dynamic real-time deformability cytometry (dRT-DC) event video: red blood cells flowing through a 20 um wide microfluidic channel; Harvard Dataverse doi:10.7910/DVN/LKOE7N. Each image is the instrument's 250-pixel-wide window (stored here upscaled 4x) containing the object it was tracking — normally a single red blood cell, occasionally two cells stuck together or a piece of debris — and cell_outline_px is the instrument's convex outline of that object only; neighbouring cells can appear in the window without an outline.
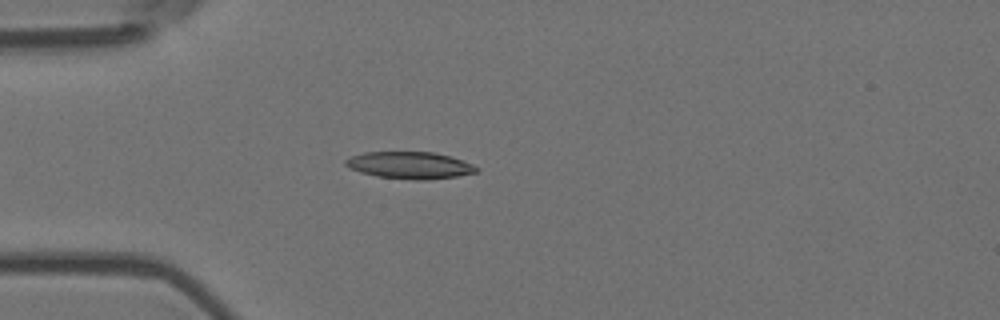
{"species": "Egyptian fruit bat (a non-hibernating species)", "species_latin": "Rousettus aegyptiacus", "temperature_condition": "room temperature", "stored_images_in_passage": 42, "camera_frame_rate_fps": 3000, "um_per_image_px": 0.085, "animal": {"sex": "female"}, "frame": {"image": 1, "passage_image": 8, "time_ms": 2.333, "image_size_px": [1000, 320], "cell_outline_px": [[480, 168], [476, 172], [456, 176], [428, 180], [412, 180], [376, 176], [360, 172], [344, 164], [344, 160], [352, 156], [364, 152], [432, 152], [448, 156], [472, 164]], "centroid_in_image_um": [34.82, 14.05], "position_along_channel_um": 50.2, "area_um2": 20.4}}
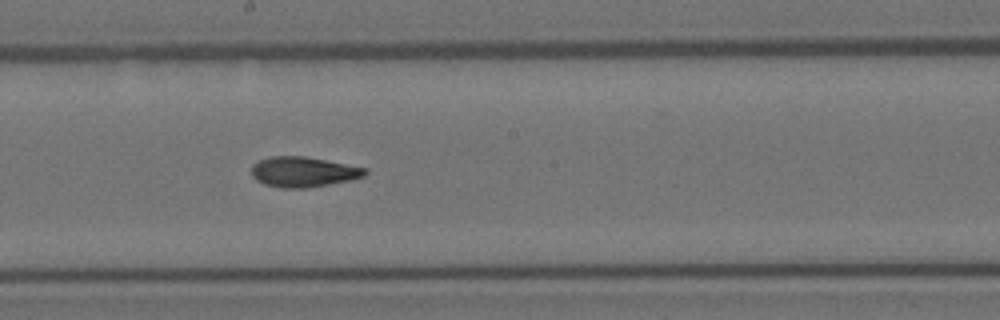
{"frame": {"image": 2, "passage_image": 23, "time_ms": 7.333, "image_size_px": [1000, 320], "cell_outline_px": [[368, 172], [364, 176], [352, 180], [308, 188], [280, 188], [264, 184], [256, 180], [252, 176], [252, 164], [268, 156], [304, 156], [368, 168]], "centroid_in_image_um": [25.79, 14.61], "position_along_channel_um": 222.4, "area_um2": 20.17}}
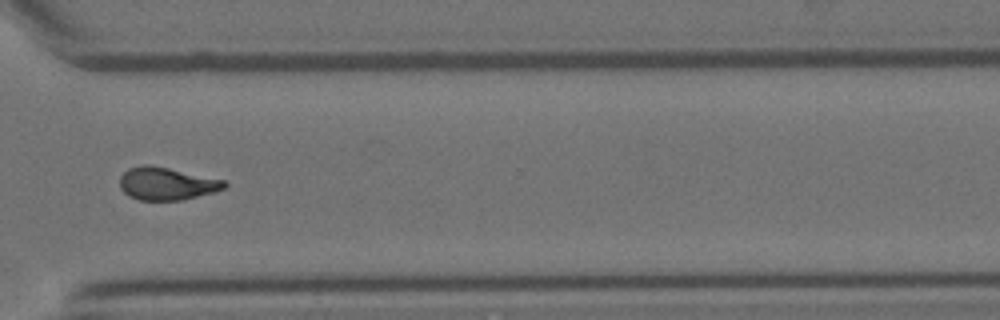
{"frame": {"image": 3, "passage_image": 34, "time_ms": 11.0, "image_size_px": [1000, 320], "cell_outline_px": [[228, 184], [224, 188], [212, 192], [180, 200], [140, 200], [128, 196], [120, 188], [120, 176], [128, 168], [144, 164], [148, 164], [168, 168], [224, 180]], "centroid_in_image_um": [14.12, 15.6], "position_along_channel_um": 356.5, "area_um2": 19.71}, "authors_computed_cell_mechanics": {"area_um2": 20.0277, "velocity_mm_per_s": 3.6731, "shape_relaxation_time_tau1_ms": 5.4195, "shape_relaxation_time_tau2_ms": 2.8516, "deformation_change_tau1": 0.1864, "deformation_change_tau2": 0.101}}